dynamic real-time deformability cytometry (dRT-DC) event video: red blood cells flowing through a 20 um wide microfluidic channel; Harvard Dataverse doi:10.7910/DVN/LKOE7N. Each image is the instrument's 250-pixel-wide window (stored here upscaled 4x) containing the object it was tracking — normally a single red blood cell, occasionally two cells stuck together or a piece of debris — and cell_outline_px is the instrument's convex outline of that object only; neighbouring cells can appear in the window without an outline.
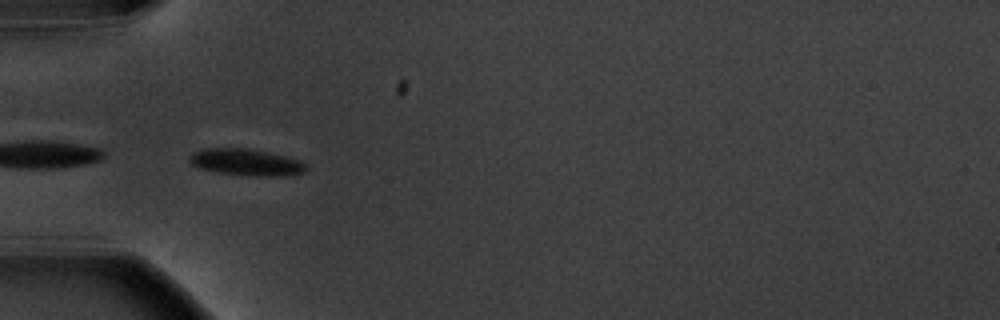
{"species": "common noctule bat (a hibernating species)", "species_latin": "Nyctalus noctula", "temperature_condition": "warm", "stored_images_in_passage": 4, "segment_of_instrument_passage": [2, 2], "camera_frame_rate_fps": 3000, "um_per_image_px": 0.085, "animal": {"sex": "male", "body_mass_g": 20.1, "forearm_length_mm": 53.5}, "frame": {"image": 1, "passage_image": 3, "time_ms": 2.333, "image_size_px": [1000, 320], "cell_outline_px": [[308, 168], [304, 172], [288, 176], [256, 176], [216, 172], [200, 168], [192, 164], [188, 160], [188, 156], [192, 152], [204, 148], [248, 148], [288, 156], [300, 160], [308, 164]], "centroid_in_image_um": [20.96, 13.78], "position_along_channel_um": 64.0, "area_um2": 18.44}}